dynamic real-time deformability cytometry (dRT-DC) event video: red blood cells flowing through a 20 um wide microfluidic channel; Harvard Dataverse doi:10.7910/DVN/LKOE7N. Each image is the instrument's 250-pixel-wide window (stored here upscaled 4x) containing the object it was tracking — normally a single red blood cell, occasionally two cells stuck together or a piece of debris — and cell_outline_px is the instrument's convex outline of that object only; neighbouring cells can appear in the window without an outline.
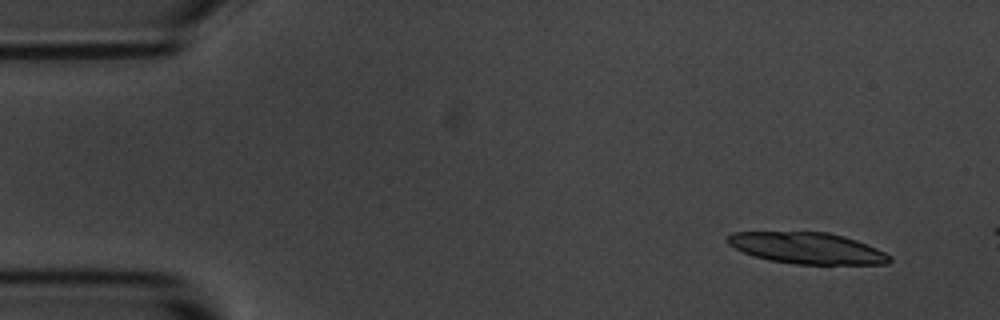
{"species": "common noctule bat (a hibernating species)", "species_latin": "Nyctalus noctula", "temperature_condition": "room temperature", "stored_images_in_passage": 3, "camera_frame_rate_fps": 3000, "um_per_image_px": 0.085, "animal": {"sex": "male", "body_mass_g": 20.1, "forearm_length_mm": 53.5}, "frame": {"image": 1, "passage_image": 1, "time_ms": 0.0, "image_size_px": [1000, 320], "cell_outline_px": [[892, 260], [888, 264], [796, 264], [768, 260], [744, 252], [728, 244], [724, 240], [724, 236], [732, 232], [828, 232], [844, 236], [856, 240], [876, 248], [892, 256]], "centroid_in_image_um": [68.59, 21.08], "position_along_channel_um": 16.4, "area_um2": 29.59}}